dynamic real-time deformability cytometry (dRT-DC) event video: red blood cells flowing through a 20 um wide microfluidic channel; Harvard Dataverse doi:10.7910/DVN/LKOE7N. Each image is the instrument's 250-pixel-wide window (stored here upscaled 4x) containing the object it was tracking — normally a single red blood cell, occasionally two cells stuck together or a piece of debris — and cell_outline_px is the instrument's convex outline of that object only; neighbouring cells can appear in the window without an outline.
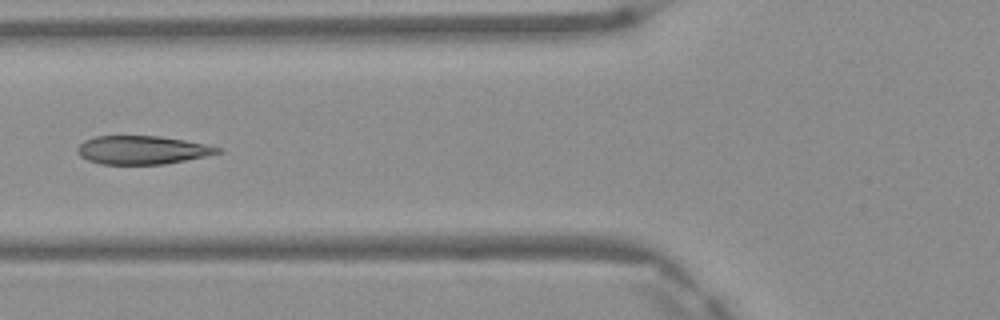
{"species": "Egyptian fruit bat (a non-hibernating species)", "species_latin": "Rousettus aegyptiacus", "temperature_condition": "warm", "stored_images_in_passage": 7, "camera_frame_rate_fps": 3000, "um_per_image_px": 0.085, "frame": {"image": 1, "passage_image": 6, "time_ms": 1.667, "image_size_px": [1000, 320], "cell_outline_px": [[224, 152], [164, 164], [100, 164], [88, 160], [80, 156], [76, 152], [76, 148], [84, 140], [96, 136], [160, 136], [184, 140], [204, 144], [220, 148]], "centroid_in_image_um": [12.04, 12.75], "position_along_channel_um": 113.8, "area_um2": 23.12}}
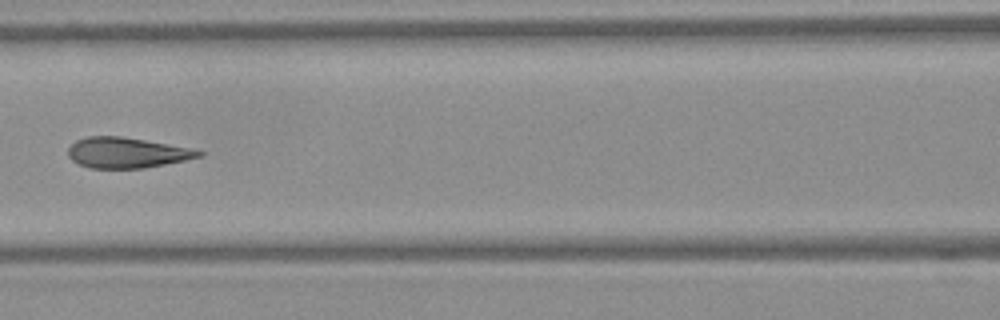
{"frame": {"image": 2, "passage_image": 7, "time_ms": 2.0, "image_size_px": [1000, 320], "cell_outline_px": [[204, 156], [144, 168], [88, 168], [72, 160], [68, 156], [68, 148], [76, 140], [88, 136], [120, 136], [192, 148], [204, 152]], "centroid_in_image_um": [10.77, 12.98], "position_along_channel_um": 155.8, "area_um2": 23.12}}